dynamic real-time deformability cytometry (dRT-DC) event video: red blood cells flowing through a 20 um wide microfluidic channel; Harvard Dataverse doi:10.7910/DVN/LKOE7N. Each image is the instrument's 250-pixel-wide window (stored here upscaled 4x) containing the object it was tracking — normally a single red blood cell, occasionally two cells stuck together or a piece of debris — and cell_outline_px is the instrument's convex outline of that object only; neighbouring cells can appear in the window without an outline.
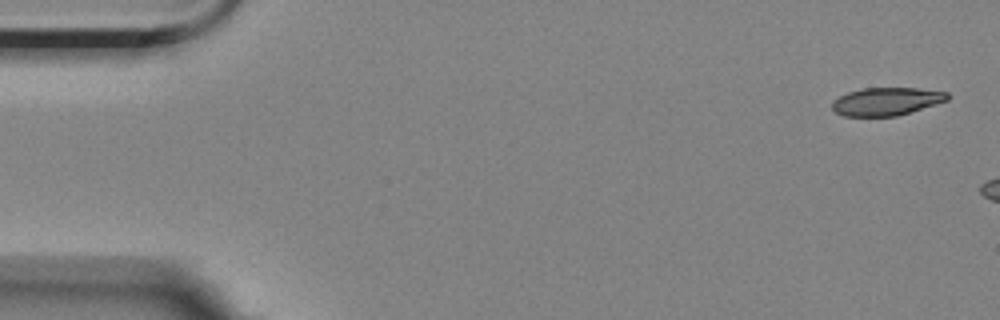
{"species": "Egyptian fruit bat (a non-hibernating species)", "species_latin": "Rousettus aegyptiacus", "temperature_condition": "room temperature", "stored_images_in_passage": 3, "camera_frame_rate_fps": 3000, "um_per_image_px": 0.085, "animal": {"sex": "female"}, "frame": {"image": 1, "passage_image": 1, "time_ms": 0.0, "image_size_px": [1000, 320], "cell_outline_px": [[948, 100], [936, 104], [896, 116], [844, 116], [836, 112], [832, 108], [832, 100], [848, 92], [864, 88], [916, 88], [948, 92]], "centroid_in_image_um": [75.33, 8.62], "position_along_channel_um": 9.7, "area_um2": 18.61}}